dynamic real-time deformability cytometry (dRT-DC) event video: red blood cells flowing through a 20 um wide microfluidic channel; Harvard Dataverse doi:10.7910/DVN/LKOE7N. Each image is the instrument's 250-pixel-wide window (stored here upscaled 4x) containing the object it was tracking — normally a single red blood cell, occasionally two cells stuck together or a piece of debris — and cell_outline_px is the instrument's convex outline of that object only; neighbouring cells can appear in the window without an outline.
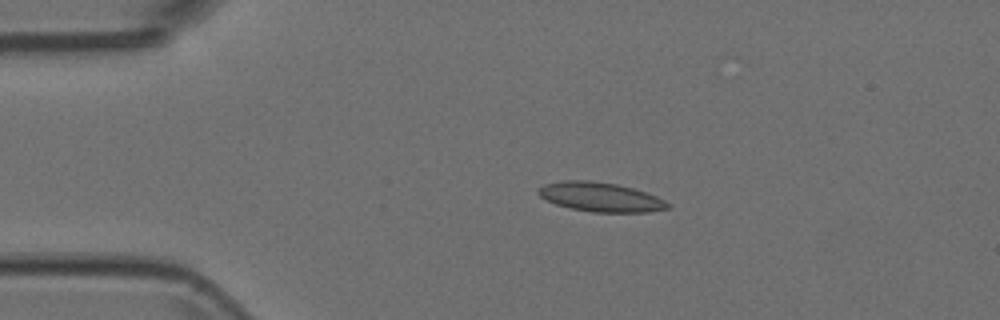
{"species": "Egyptian fruit bat (a non-hibernating species)", "species_latin": "Rousettus aegyptiacus", "temperature_condition": "room temperature", "stored_images_in_passage": 3, "camera_frame_rate_fps": 3000, "um_per_image_px": 0.085, "animal": {"sex": "female"}, "frame": {"image": 1, "passage_image": 2, "time_ms": 0.333, "image_size_px": [1000, 320], "cell_outline_px": [[672, 204], [668, 208], [648, 212], [592, 212], [572, 208], [556, 204], [540, 196], [536, 192], [544, 184], [564, 180], [588, 180], [616, 184], [632, 188], [656, 196]], "centroid_in_image_um": [51.05, 16.74], "position_along_channel_um": 34.0, "area_um2": 21.85}}